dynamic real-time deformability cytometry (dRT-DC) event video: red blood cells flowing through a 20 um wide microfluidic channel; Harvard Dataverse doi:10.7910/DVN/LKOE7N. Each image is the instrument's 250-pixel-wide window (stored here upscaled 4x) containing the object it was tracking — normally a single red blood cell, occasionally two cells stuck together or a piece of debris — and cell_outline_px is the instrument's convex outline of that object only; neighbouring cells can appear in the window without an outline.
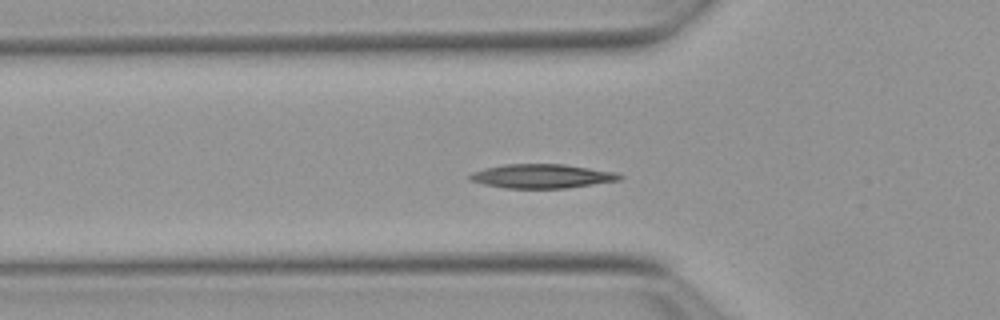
{"species": "Egyptian fruit bat (a non-hibernating species)", "species_latin": "Rousettus aegyptiacus", "temperature_condition": "warm", "stored_images_in_passage": 46, "camera_frame_rate_fps": 3000, "um_per_image_px": 0.085, "animal": {"sex": "female"}, "frame": {"image": 1, "passage_image": 16, "time_ms": 5.0, "image_size_px": [1000, 320], "cell_outline_px": [[624, 176], [620, 180], [564, 188], [504, 188], [484, 184], [468, 180], [468, 176], [472, 172], [484, 168], [504, 164], [564, 164], [616, 172]], "centroid_in_image_um": [46.03, 14.97], "position_along_channel_um": 79.8, "area_um2": 20.98}}
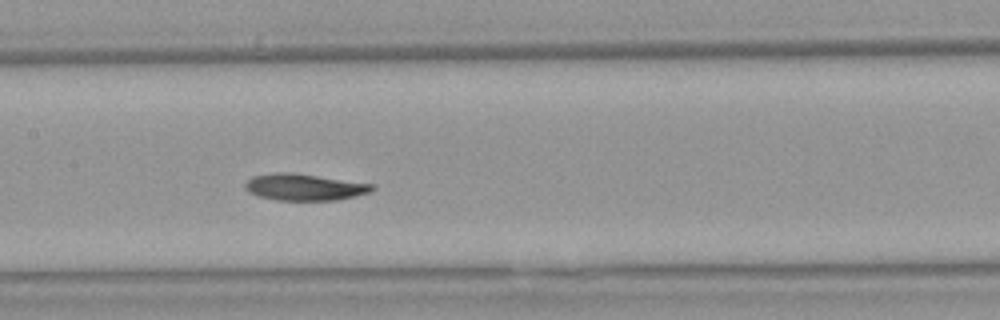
{"frame": {"image": 2, "passage_image": 24, "time_ms": 7.667, "image_size_px": [1000, 320], "cell_outline_px": [[376, 188], [368, 192], [356, 196], [336, 200], [276, 200], [260, 196], [244, 188], [244, 184], [252, 176], [272, 172], [292, 172], [372, 184]], "centroid_in_image_um": [25.85, 15.89], "position_along_channel_um": 181.5, "area_um2": 19.54}}
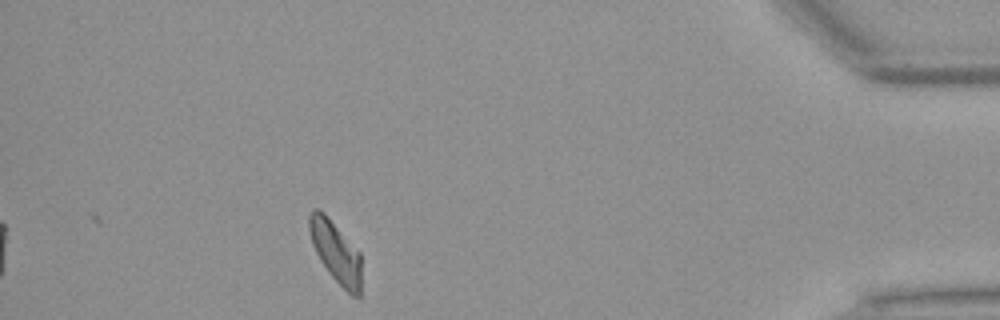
{"frame": {"image": 3, "passage_image": 46, "time_ms": 15.0, "image_size_px": [1000, 320], "cell_outline_px": [[360, 296], [352, 296], [328, 272], [320, 260], [312, 244], [308, 228], [308, 216], [312, 208], [316, 208], [324, 212], [360, 252]], "centroid_in_image_um": [28.5, 21.36], "position_along_channel_um": 406.7, "area_um2": 18.5}, "authors_computed_cell_mechanics": {"area_um2": 19.5653, "velocity_mm_per_s": 3.8109, "shape_relaxation_time_tau1_ms": 4.2876, "shape_relaxation_time_tau2_ms": 5.3571, "deformation_change_tau1": 0.1403, "deformation_change_tau2": 0.0919}}